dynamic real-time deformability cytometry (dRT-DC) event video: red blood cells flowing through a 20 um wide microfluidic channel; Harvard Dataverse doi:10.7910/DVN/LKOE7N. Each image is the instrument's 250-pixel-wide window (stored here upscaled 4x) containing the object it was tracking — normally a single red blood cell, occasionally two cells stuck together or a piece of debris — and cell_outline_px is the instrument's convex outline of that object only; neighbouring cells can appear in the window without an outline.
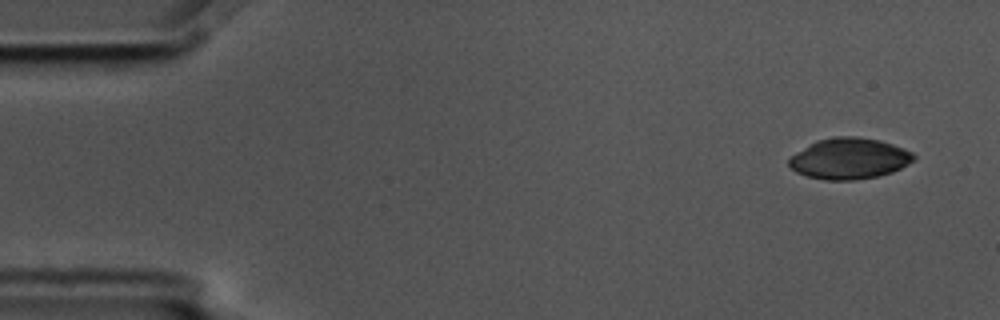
{"species": "common noctule bat (a hibernating species)", "species_latin": "Nyctalus noctula", "temperature_condition": "cold", "stored_images_in_passage": 6, "camera_frame_rate_fps": 3000, "um_per_image_px": 0.085, "animal": {"sex": "male", "body_mass_g": 17.5, "forearm_length_mm": 52.3}, "frame": {"image": 1, "passage_image": 1, "time_ms": 0.0, "image_size_px": [1000, 320], "cell_outline_px": [[916, 156], [908, 164], [892, 172], [876, 176], [852, 180], [828, 180], [808, 176], [796, 172], [788, 164], [788, 160], [796, 152], [816, 140], [832, 136], [856, 136], [880, 140], [904, 148], [912, 152]], "centroid_in_image_um": [72.18, 13.46], "position_along_channel_um": 12.8, "area_um2": 29.71}}
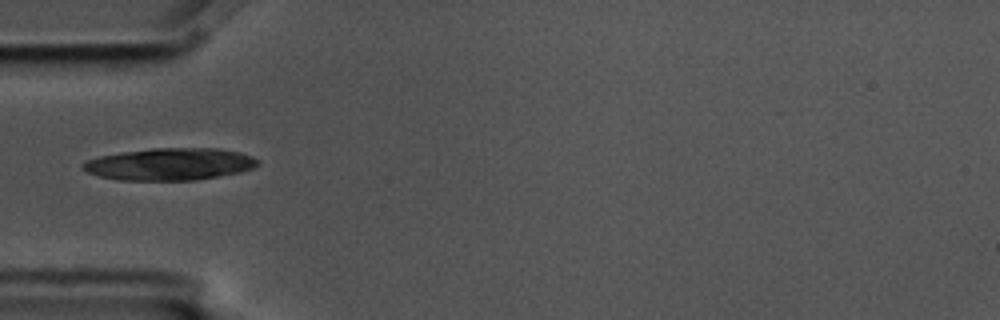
{"frame": {"image": 2, "passage_image": 5, "time_ms": 1.333, "image_size_px": [1000, 320], "cell_outline_px": [[260, 164], [252, 168], [240, 172], [196, 180], [120, 180], [100, 176], [88, 172], [80, 168], [80, 164], [88, 160], [100, 156], [120, 152], [152, 148], [220, 148], [240, 152], [252, 156], [260, 160]], "centroid_in_image_um": [14.45, 13.94], "position_along_channel_um": 70.5, "area_um2": 32.89}}